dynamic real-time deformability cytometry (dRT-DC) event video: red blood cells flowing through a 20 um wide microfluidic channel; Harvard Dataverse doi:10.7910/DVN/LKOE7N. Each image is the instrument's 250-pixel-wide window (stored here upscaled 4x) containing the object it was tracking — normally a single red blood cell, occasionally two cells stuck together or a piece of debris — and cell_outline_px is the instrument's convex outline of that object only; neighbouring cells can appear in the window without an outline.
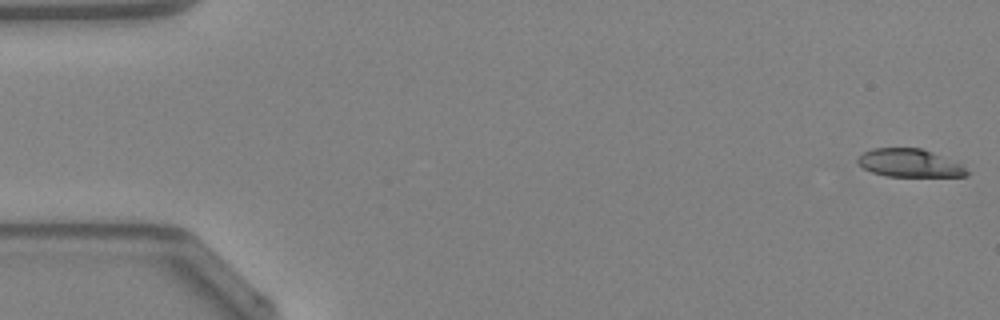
{"species": "Egyptian fruit bat (a non-hibernating species)", "species_latin": "Rousettus aegyptiacus", "temperature_condition": "warm", "stored_images_in_passage": 20, "camera_frame_rate_fps": 3000, "um_per_image_px": 0.085, "animal": {"sex": "female"}, "frame": {"image": 1, "passage_image": 1, "time_ms": 0.0, "image_size_px": [1000, 320], "cell_outline_px": [[968, 176], [888, 176], [872, 172], [864, 168], [856, 160], [864, 152], [872, 148], [920, 148], [960, 164], [968, 172]], "centroid_in_image_um": [77.27, 13.86], "position_along_channel_um": 7.7, "area_um2": 17.34}}
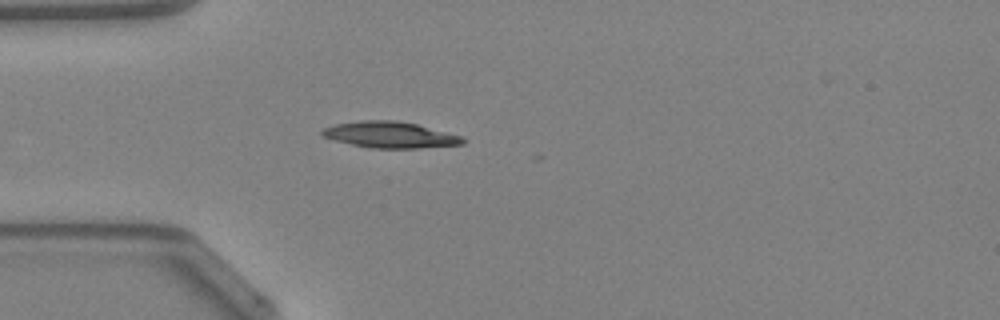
{"frame": {"image": 2, "passage_image": 14, "time_ms": 4.333, "image_size_px": [1000, 320], "cell_outline_px": [[464, 144], [420, 148], [372, 148], [352, 144], [336, 140], [324, 136], [320, 132], [324, 128], [332, 124], [360, 120], [396, 120], [416, 124], [460, 136], [464, 140]], "centroid_in_image_um": [33.12, 11.45], "position_along_channel_um": 51.9, "area_um2": 21.21}}
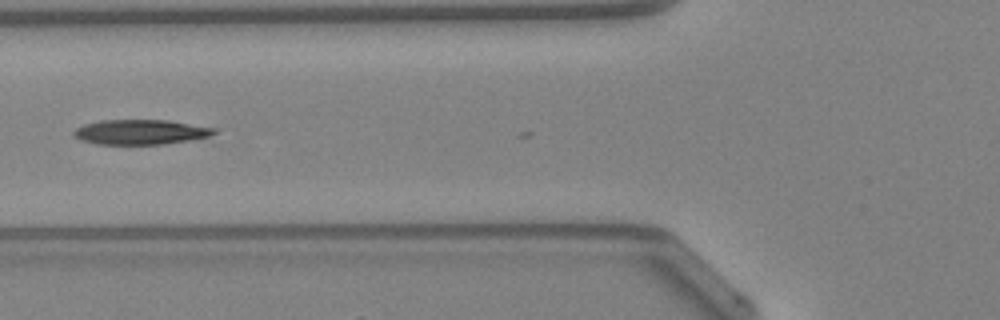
{"frame": {"image": 3, "passage_image": 19, "time_ms": 6.0, "image_size_px": [1000, 320], "cell_outline_px": [[216, 132], [208, 136], [188, 140], [164, 144], [96, 144], [80, 140], [72, 136], [72, 132], [76, 128], [84, 124], [100, 120], [168, 120], [216, 128]], "centroid_in_image_um": [11.89, 11.22], "position_along_channel_um": 113.9, "area_um2": 20.35}}